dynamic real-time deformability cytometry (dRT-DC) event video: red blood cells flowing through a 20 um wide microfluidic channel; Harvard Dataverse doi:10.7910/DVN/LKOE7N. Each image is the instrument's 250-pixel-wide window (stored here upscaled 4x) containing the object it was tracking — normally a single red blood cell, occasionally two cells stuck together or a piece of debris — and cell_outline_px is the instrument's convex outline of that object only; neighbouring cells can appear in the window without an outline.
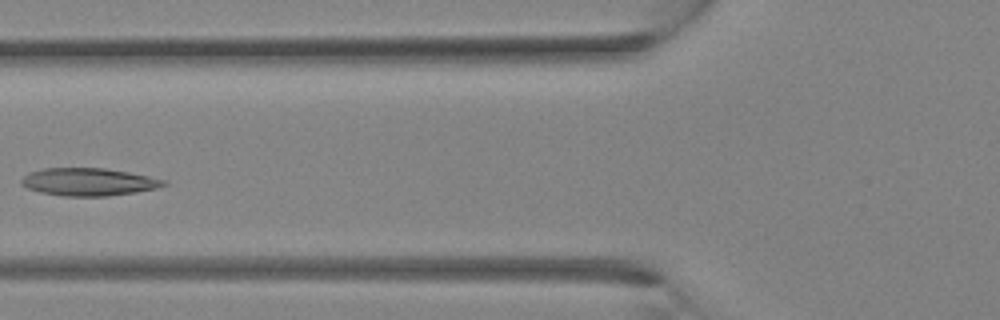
{"species": "Egyptian fruit bat (a non-hibernating species)", "species_latin": "Rousettus aegyptiacus", "temperature_condition": "room temperature", "stored_images_in_passage": 32, "camera_frame_rate_fps": 3000, "um_per_image_px": 0.085, "animal": {"sex": "female"}, "frame": {"image": 1, "passage_image": 12, "time_ms": 3.667, "image_size_px": [1000, 320], "cell_outline_px": [[168, 184], [156, 188], [136, 192], [108, 196], [64, 196], [40, 192], [28, 188], [20, 184], [20, 180], [28, 172], [44, 168], [104, 168], [128, 172], [168, 180]], "centroid_in_image_um": [7.53, 15.46], "position_along_channel_um": 118.3, "area_um2": 23.0}}
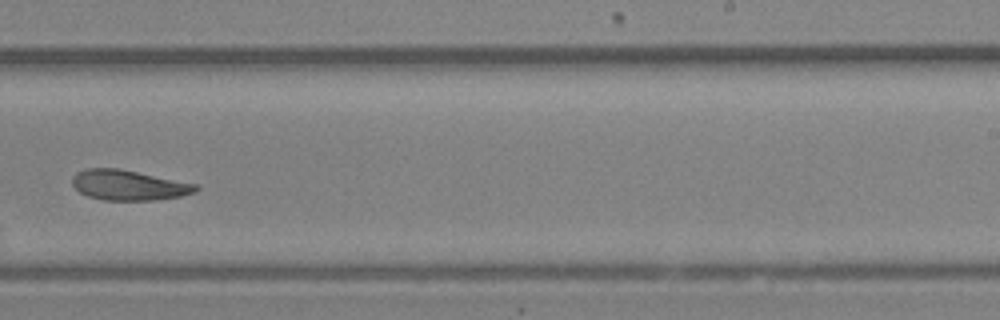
{"frame": {"image": 2, "passage_image": 20, "time_ms": 6.333, "image_size_px": [1000, 320], "cell_outline_px": [[200, 188], [196, 192], [180, 196], [156, 200], [104, 200], [88, 196], [80, 192], [72, 184], [72, 176], [76, 172], [88, 168], [120, 168], [200, 184]], "centroid_in_image_um": [10.98, 15.73], "position_along_channel_um": 278.0, "area_um2": 22.02}}
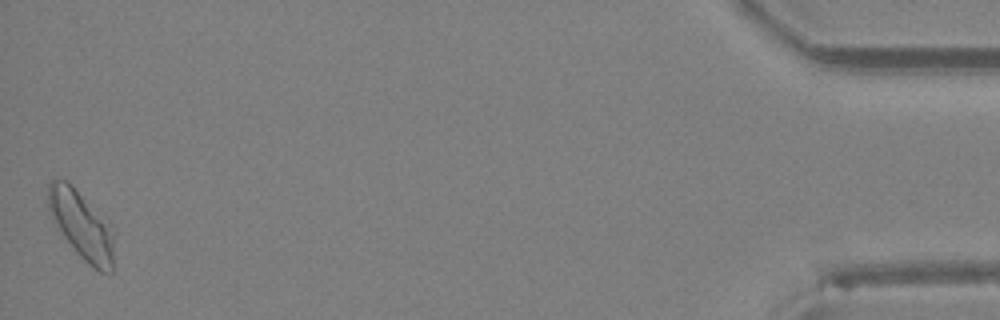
{"frame": {"image": 3, "passage_image": 32, "time_ms": 10.333, "image_size_px": [1000, 320], "cell_outline_px": [[112, 272], [100, 272], [92, 268], [76, 252], [52, 220], [48, 212], [48, 184], [52, 180], [64, 180], [72, 184], [112, 236]], "centroid_in_image_um": [6.81, 19.17], "position_along_channel_um": 428.4, "area_um2": 24.33}}